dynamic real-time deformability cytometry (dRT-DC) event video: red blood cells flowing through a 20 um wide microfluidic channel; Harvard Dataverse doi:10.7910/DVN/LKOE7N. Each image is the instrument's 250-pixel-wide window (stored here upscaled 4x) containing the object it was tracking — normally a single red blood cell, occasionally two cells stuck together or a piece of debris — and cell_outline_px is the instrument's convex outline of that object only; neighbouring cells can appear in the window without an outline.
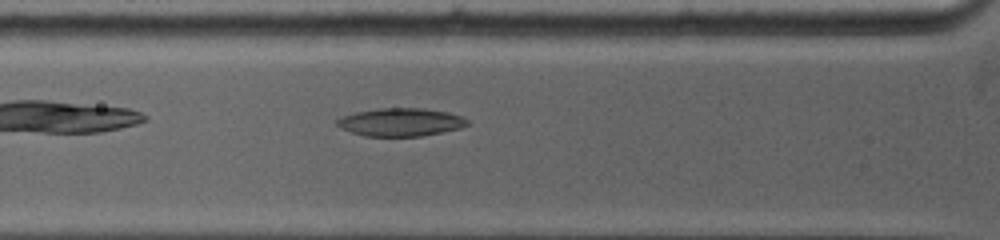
{"species": "common noctule bat (a hibernating species)", "species_latin": "Nyctalus noctula", "temperature_condition": "warm", "stored_images_in_passage": 27, "camera_frame_rate_fps": 5000, "um_per_image_px": 0.085, "animal": {"sex": "female", "body_mass_g": 19.0, "forearm_length_mm": 53.3}, "frame": {"image": 1, "passage_image": 8, "time_ms": 2.0, "image_size_px": [1000, 240], "cell_outline_px": [[468, 124], [460, 128], [420, 136], [364, 136], [340, 128], [336, 124], [336, 120], [344, 116], [356, 112], [376, 108], [424, 108], [448, 112], [460, 116], [468, 120]], "centroid_in_image_um": [34.04, 10.37], "position_along_channel_um": 91.8, "area_um2": 21.15}}
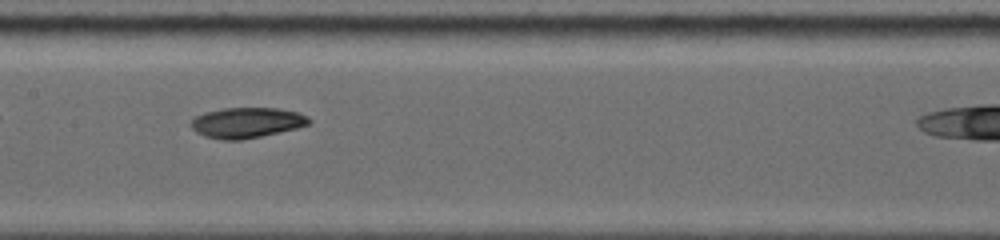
{"frame": {"image": 2, "passage_image": 17, "time_ms": 4.4, "image_size_px": [1000, 240], "cell_outline_px": [[312, 120], [308, 124], [296, 128], [280, 132], [240, 140], [224, 140], [204, 136], [196, 132], [188, 124], [196, 116], [204, 112], [224, 108], [280, 108], [296, 112], [308, 116]], "centroid_in_image_um": [20.95, 10.42], "position_along_channel_um": 186.5, "area_um2": 20.92}}
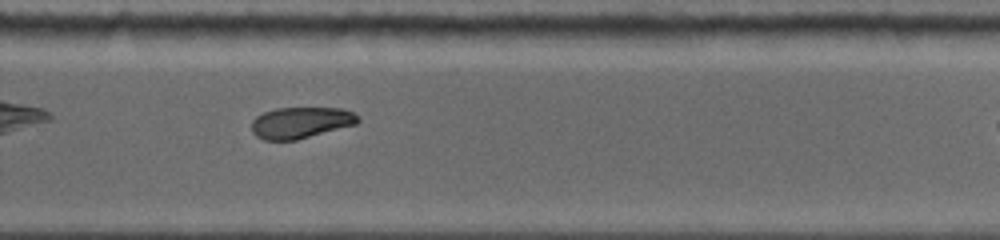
{"frame": {"image": 3, "passage_image": 27, "time_ms": 7.4, "image_size_px": [1000, 240], "cell_outline_px": [[360, 120], [356, 124], [296, 140], [264, 140], [256, 136], [252, 132], [252, 120], [256, 116], [264, 112], [276, 108], [340, 108], [352, 112], [360, 116]], "centroid_in_image_um": [25.56, 10.42], "position_along_channel_um": 304.2, "area_um2": 19.36}}